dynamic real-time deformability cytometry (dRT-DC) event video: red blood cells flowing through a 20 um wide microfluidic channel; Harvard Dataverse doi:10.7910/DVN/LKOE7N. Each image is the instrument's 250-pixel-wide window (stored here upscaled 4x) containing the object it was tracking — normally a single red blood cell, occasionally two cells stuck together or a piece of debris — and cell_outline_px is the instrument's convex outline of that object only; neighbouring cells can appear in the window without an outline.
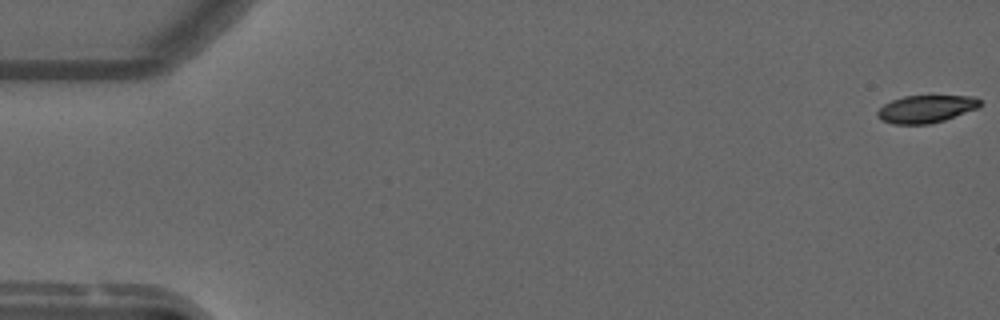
{"species": "common noctule bat (a hibernating species)", "species_latin": "Nyctalus noctula", "temperature_condition": "warm", "stored_images_in_passage": 11, "camera_frame_rate_fps": 3000, "um_per_image_px": 0.085, "animal": {"sex": "male", "forearm_length_mm": 52.5}, "frame": {"image": 1, "passage_image": 1, "time_ms": 0.0, "image_size_px": [1000, 320], "cell_outline_px": [[980, 108], [944, 120], [928, 124], [892, 124], [880, 120], [876, 116], [876, 112], [884, 104], [892, 100], [904, 96], [976, 96], [980, 100]], "centroid_in_image_um": [78.71, 9.26], "position_along_channel_um": 6.3, "area_um2": 16.59}}